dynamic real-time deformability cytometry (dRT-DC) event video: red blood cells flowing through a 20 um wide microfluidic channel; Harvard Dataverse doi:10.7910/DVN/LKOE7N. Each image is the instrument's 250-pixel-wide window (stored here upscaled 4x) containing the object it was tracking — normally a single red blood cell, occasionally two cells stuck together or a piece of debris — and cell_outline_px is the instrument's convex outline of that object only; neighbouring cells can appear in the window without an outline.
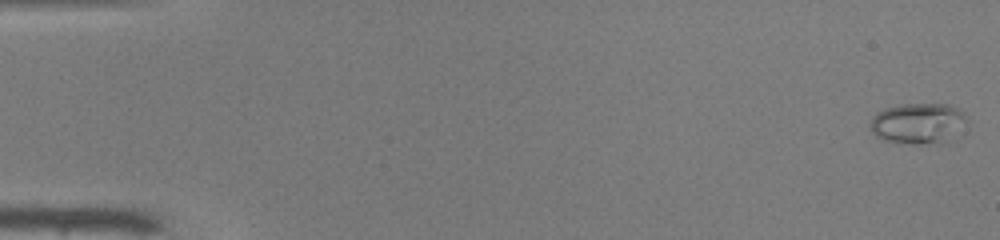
{"species": "common noctule bat (a hibernating species)", "species_latin": "Nyctalus noctula", "temperature_condition": "warm", "stored_images_in_passage": 50, "camera_frame_rate_fps": 3000, "um_per_image_px": 0.085, "animal": {"sex": "male", "body_mass_g": 19.0, "forearm_length_mm": 50.8}, "frame": {"image": 1, "passage_image": 1, "time_ms": 0.0, "image_size_px": [1000, 240], "cell_outline_px": [[968, 120], [940, 140], [924, 144], [916, 144], [884, 140], [876, 136], [872, 132], [872, 116], [876, 112], [884, 108], [904, 104], [948, 104], [956, 108]], "centroid_in_image_um": [77.9, 10.44], "position_along_channel_um": 7.1, "area_um2": 21.68}}
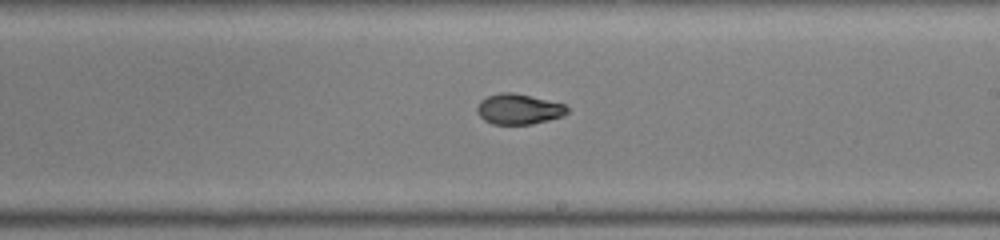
{"frame": {"image": 2, "passage_image": 30, "time_ms": 9.667, "image_size_px": [1000, 240], "cell_outline_px": [[568, 112], [564, 116], [532, 124], [492, 124], [484, 120], [476, 112], [476, 108], [480, 100], [488, 96], [500, 92], [512, 92], [564, 104], [568, 108]], "centroid_in_image_um": [44.06, 9.28], "position_along_channel_um": 244.9, "area_um2": 15.95}}
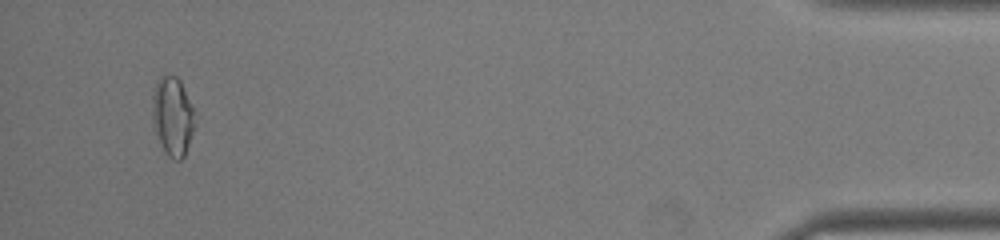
{"frame": {"image": 3, "passage_image": 48, "time_ms": 15.667, "image_size_px": [1000, 240], "cell_outline_px": [[196, 124], [184, 156], [180, 160], [172, 160], [168, 156], [152, 124], [152, 92], [160, 76], [176, 76], [180, 80], [192, 108]], "centroid_in_image_um": [14.66, 9.89], "position_along_channel_um": 420.5, "area_um2": 19.31}, "authors_computed_cell_mechanics": {"area_um2": 16.6753, "velocity_mm_per_s": 4.1075, "shape_relaxation_time_tau1_ms": 6.6837, "shape_relaxation_time_tau2_ms": 1.7515, "deformation_change_tau1": 0.2341, "deformation_change_tau2": 0.0415}}